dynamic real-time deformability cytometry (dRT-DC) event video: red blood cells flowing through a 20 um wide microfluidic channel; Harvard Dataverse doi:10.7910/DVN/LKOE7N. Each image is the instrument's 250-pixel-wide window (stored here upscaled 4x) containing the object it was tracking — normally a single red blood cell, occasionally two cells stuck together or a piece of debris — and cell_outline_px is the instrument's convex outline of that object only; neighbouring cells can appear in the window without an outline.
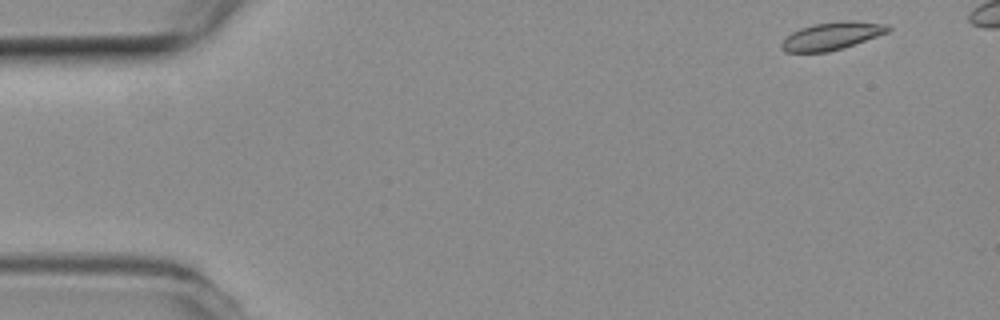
{"species": "common noctule bat (a hibernating species)", "species_latin": "Nyctalus noctula", "temperature_condition": "room temperature", "stored_images_in_passage": 8, "camera_frame_rate_fps": 3000, "um_per_image_px": 0.085, "animal": {"sex": "female", "body_mass_g": 19.3, "forearm_length_mm": 54.1}, "frame": {"image": 1, "passage_image": 1, "time_ms": 0.0, "image_size_px": [1000, 320], "cell_outline_px": [[892, 28], [888, 32], [828, 52], [784, 52], [780, 48], [780, 44], [792, 32], [800, 28], [812, 24], [840, 20], [852, 20], [888, 24]], "centroid_in_image_um": [70.68, 3.03], "position_along_channel_um": 14.3, "area_um2": 17.11}}